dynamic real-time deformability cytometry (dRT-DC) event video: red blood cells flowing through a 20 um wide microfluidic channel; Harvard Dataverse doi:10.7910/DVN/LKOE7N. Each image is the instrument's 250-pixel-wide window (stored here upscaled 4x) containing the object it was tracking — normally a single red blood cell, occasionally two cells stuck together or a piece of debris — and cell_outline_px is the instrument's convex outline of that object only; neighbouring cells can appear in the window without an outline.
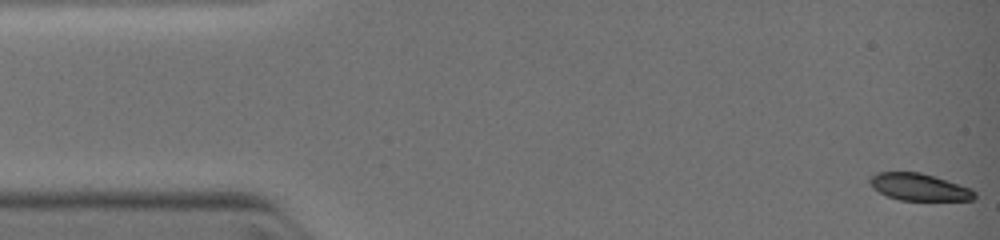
{"species": "common noctule bat (a hibernating species)", "species_latin": "Nyctalus noctula", "temperature_condition": "warm", "stored_images_in_passage": 6, "camera_frame_rate_fps": 3000, "um_per_image_px": 0.085, "animal": {"sex": "female", "body_mass_g": 19.0, "forearm_length_mm": 51.5}, "frame": {"image": 1, "passage_image": 1, "time_ms": 0.0, "image_size_px": [1000, 240], "cell_outline_px": [[976, 200], [900, 200], [888, 196], [872, 188], [868, 180], [876, 172], [920, 172], [972, 188], [976, 192]], "centroid_in_image_um": [78.14, 15.9], "position_along_channel_um": 6.9, "area_um2": 16.53}}
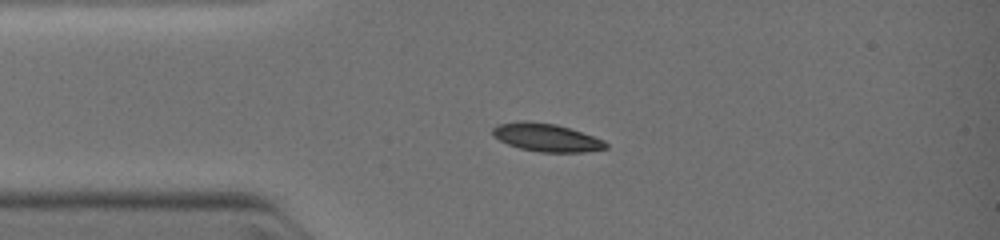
{"frame": {"image": 2, "passage_image": 5, "time_ms": 2.667, "image_size_px": [1000, 240], "cell_outline_px": [[608, 148], [584, 152], [540, 152], [520, 148], [508, 144], [492, 136], [492, 128], [496, 124], [520, 120], [528, 120], [556, 124], [604, 140], [608, 144]], "centroid_in_image_um": [46.4, 11.67], "position_along_channel_um": 38.6, "area_um2": 18.55}}